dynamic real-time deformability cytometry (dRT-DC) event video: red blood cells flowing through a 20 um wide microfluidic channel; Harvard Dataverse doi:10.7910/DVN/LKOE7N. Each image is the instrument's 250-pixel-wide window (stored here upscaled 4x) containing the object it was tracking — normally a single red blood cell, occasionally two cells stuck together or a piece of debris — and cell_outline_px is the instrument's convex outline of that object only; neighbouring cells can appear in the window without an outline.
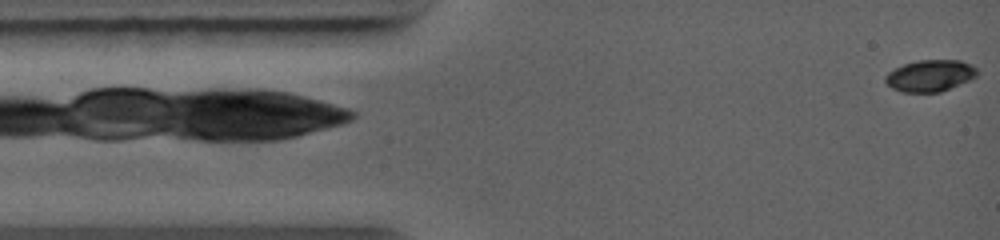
{"species": "common noctule bat (a hibernating species)", "species_latin": "Nyctalus noctula", "temperature_condition": "warm", "stored_images_in_passage": 57, "camera_frame_rate_fps": 5000, "um_per_image_px": 0.085, "animal": {"sex": "female", "body_mass_g": 19.0, "forearm_length_mm": 56.7}, "frame": {"image": 1, "passage_image": 1, "time_ms": 0.0, "image_size_px": [1000, 240], "cell_outline_px": [[980, 72], [976, 76], [968, 80], [940, 92], [904, 92], [892, 88], [884, 80], [884, 76], [888, 72], [904, 64], [916, 60], [960, 60], [972, 64]], "centroid_in_image_um": [79.06, 6.42], "position_along_channel_um": 5.9, "area_um2": 16.88}}
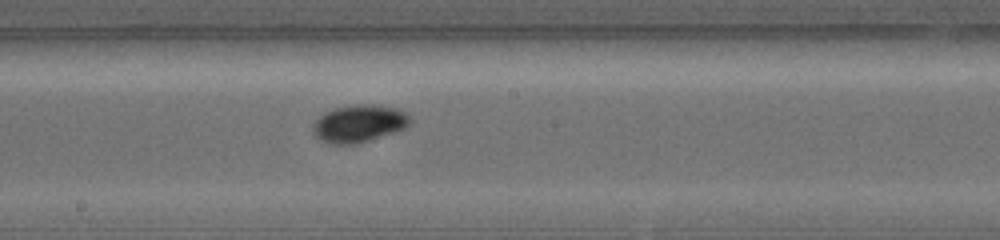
{"frame": {"image": 2, "passage_image": 26, "time_ms": 6.0, "image_size_px": [1000, 240], "cell_outline_px": [[412, 120], [404, 128], [356, 144], [332, 144], [320, 140], [312, 132], [312, 124], [324, 112], [336, 108], [352, 104], [376, 104], [400, 108], [408, 112]], "centroid_in_image_um": [30.52, 10.47], "position_along_channel_um": 217.7, "area_um2": 21.33}}
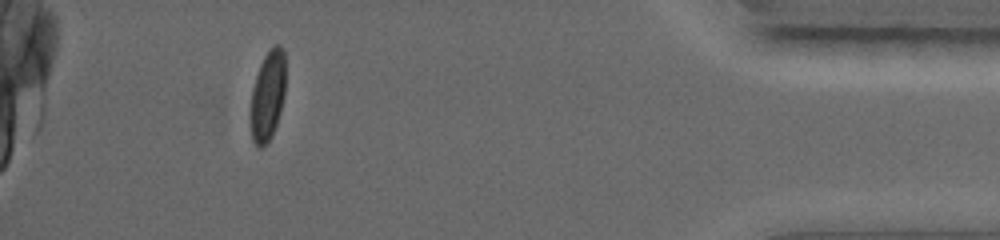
{"frame": {"image": 3, "passage_image": 49, "time_ms": 11.4, "image_size_px": [1000, 240], "cell_outline_px": [[284, 96], [280, 112], [272, 136], [260, 148], [252, 140], [252, 88], [260, 64], [264, 56], [272, 44], [280, 44], [284, 48]], "centroid_in_image_um": [22.77, 8.05], "position_along_channel_um": 412.4, "area_um2": 17.92}}